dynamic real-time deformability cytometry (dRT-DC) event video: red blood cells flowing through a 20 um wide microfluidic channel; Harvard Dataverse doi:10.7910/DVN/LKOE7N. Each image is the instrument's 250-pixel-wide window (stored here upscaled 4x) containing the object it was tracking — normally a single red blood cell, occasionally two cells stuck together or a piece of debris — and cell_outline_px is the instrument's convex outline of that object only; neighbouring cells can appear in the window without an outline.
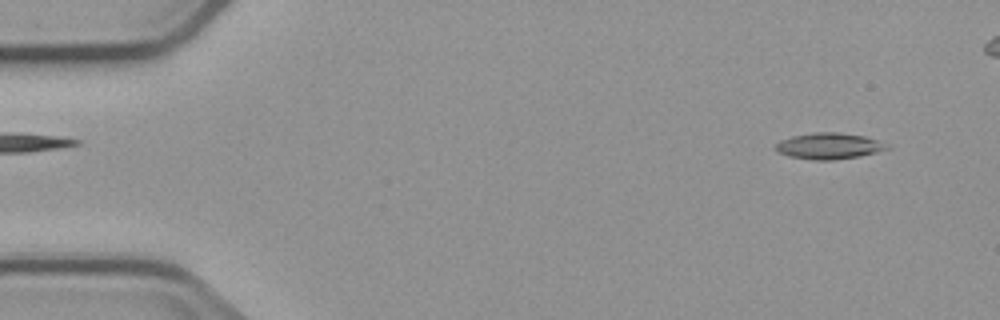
{"species": "common noctule bat (a hibernating species)", "species_latin": "Nyctalus noctula", "temperature_condition": "cold", "stored_images_in_passage": 5, "camera_frame_rate_fps": 3000, "um_per_image_px": 0.085, "animal": {"sex": "male", "body_mass_g": 23.1, "forearm_length_mm": 52.7}, "frame": {"image": 1, "passage_image": 1, "time_ms": 0.0, "image_size_px": [1000, 320], "cell_outline_px": [[888, 148], [876, 152], [860, 156], [836, 160], [812, 160], [788, 156], [776, 152], [776, 144], [780, 140], [792, 136], [812, 132], [836, 132], [864, 136], [876, 140]], "centroid_in_image_um": [70.37, 12.42], "position_along_channel_um": 14.6, "area_um2": 16.82}}